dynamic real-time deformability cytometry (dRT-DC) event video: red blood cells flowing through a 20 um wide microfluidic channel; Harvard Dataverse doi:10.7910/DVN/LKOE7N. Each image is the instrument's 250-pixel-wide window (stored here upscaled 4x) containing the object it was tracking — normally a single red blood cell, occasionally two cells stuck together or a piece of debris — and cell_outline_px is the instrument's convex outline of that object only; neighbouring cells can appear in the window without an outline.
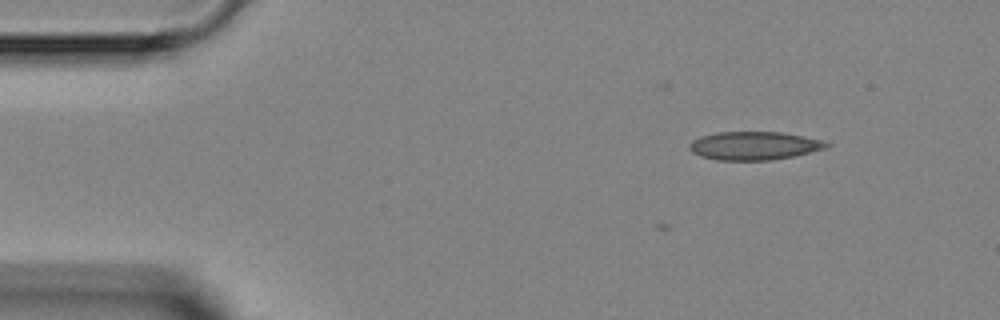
{"species": "Egyptian fruit bat (a non-hibernating species)", "species_latin": "Rousettus aegyptiacus", "temperature_condition": "room temperature", "stored_images_in_passage": 3, "camera_frame_rate_fps": 3000, "um_per_image_px": 0.085, "animal": {"sex": "female"}, "frame": {"image": 1, "passage_image": 1, "time_ms": 0.0, "image_size_px": [1000, 320], "cell_outline_px": [[832, 144], [828, 148], [792, 156], [772, 160], [716, 160], [700, 156], [692, 152], [688, 148], [688, 144], [692, 140], [700, 136], [716, 132], [780, 132], [804, 136], [820, 140]], "centroid_in_image_um": [64.07, 12.38], "position_along_channel_um": 20.9, "area_um2": 22.72}}